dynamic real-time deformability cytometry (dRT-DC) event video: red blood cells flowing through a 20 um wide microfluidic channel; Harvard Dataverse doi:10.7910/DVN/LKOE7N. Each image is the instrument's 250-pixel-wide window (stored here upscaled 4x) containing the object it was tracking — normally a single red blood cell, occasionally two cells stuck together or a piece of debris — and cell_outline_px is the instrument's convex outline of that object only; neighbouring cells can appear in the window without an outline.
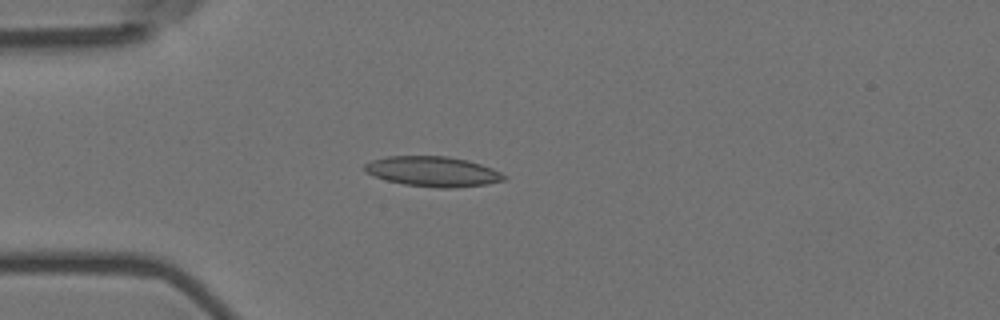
{"species": "Egyptian fruit bat (a non-hibernating species)", "species_latin": "Rousettus aegyptiacus", "temperature_condition": "room temperature", "stored_images_in_passage": 6, "camera_frame_rate_fps": 3000, "um_per_image_px": 0.085, "animal": {"sex": "female"}, "frame": {"image": 1, "passage_image": 3, "time_ms": 0.667, "image_size_px": [1000, 320], "cell_outline_px": [[508, 176], [504, 180], [488, 184], [456, 188], [436, 188], [404, 184], [388, 180], [364, 172], [364, 164], [372, 160], [388, 156], [448, 156], [468, 160], [492, 168]], "centroid_in_image_um": [36.82, 14.58], "position_along_channel_um": 48.2, "area_um2": 24.51}}
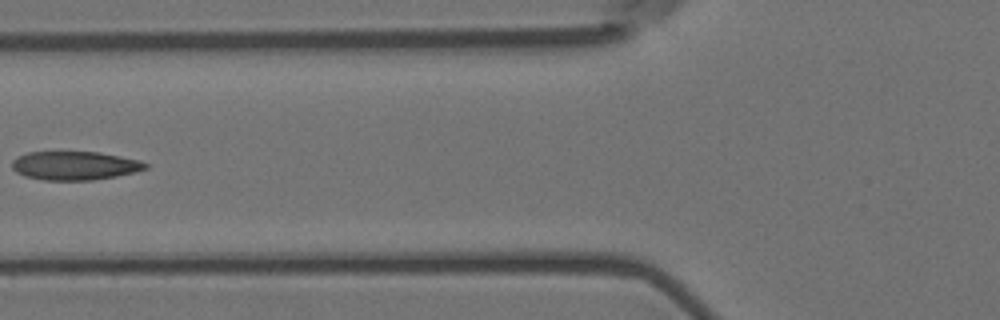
{"frame": {"image": 2, "passage_image": 5, "time_ms": 1.333, "image_size_px": [1000, 320], "cell_outline_px": [[148, 168], [136, 172], [116, 176], [92, 180], [44, 180], [24, 176], [16, 172], [12, 168], [12, 160], [28, 152], [100, 152], [140, 160], [148, 164]], "centroid_in_image_um": [6.37, 14.08], "position_along_channel_um": 119.4, "area_um2": 22.31}}
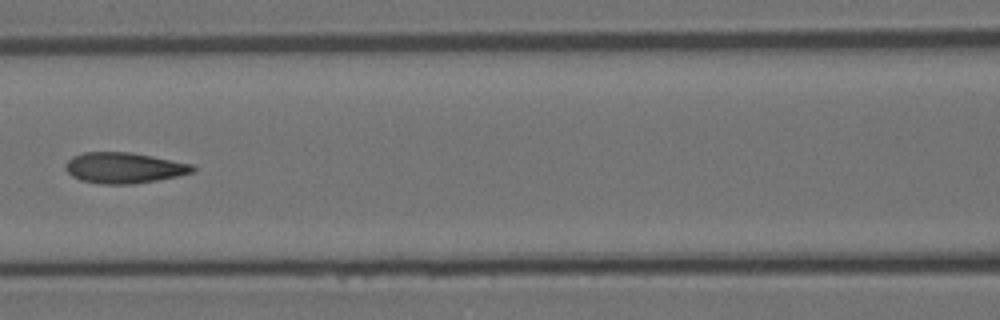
{"frame": {"image": 3, "passage_image": 6, "time_ms": 1.667, "image_size_px": [1000, 320], "cell_outline_px": [[196, 172], [156, 180], [132, 184], [100, 184], [80, 180], [72, 176], [64, 168], [64, 164], [72, 156], [84, 152], [128, 152], [192, 164], [196, 168]], "centroid_in_image_um": [10.5, 14.27], "position_along_channel_um": 156.1, "area_um2": 22.72}}